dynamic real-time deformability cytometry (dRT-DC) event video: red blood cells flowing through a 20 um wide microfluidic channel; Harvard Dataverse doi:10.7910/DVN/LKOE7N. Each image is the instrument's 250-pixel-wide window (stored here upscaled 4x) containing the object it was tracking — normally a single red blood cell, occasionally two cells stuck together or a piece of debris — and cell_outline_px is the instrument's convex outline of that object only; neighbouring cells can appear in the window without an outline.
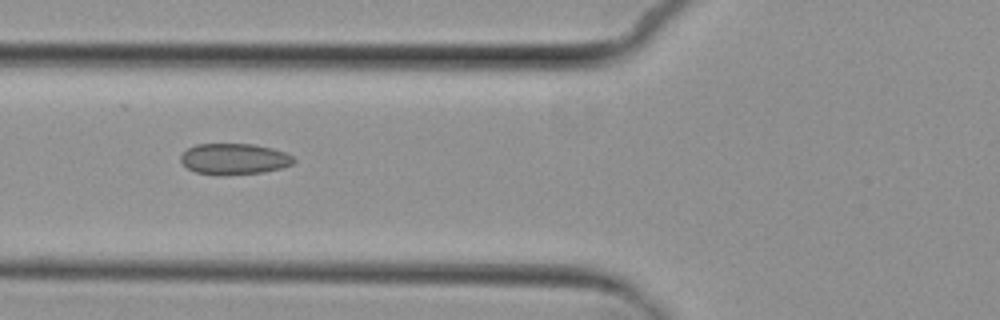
{"species": "common noctule bat (a hibernating species)", "species_latin": "Nyctalus noctula", "temperature_condition": "cold", "stored_images_in_passage": 3, "camera_frame_rate_fps": 3000, "um_per_image_px": 0.085, "animal": {"sex": "female", "body_mass_g": 29.2, "forearm_length_mm": 56.3}, "frame": {"image": 1, "passage_image": 2, "time_ms": 1.0, "image_size_px": [1000, 320], "cell_outline_px": [[296, 160], [292, 164], [280, 168], [264, 172], [228, 176], [220, 176], [196, 172], [188, 168], [180, 160], [180, 156], [188, 148], [196, 144], [252, 144], [272, 148], [284, 152], [292, 156]], "centroid_in_image_um": [19.9, 13.53], "position_along_channel_um": 105.9, "area_um2": 20.58}}
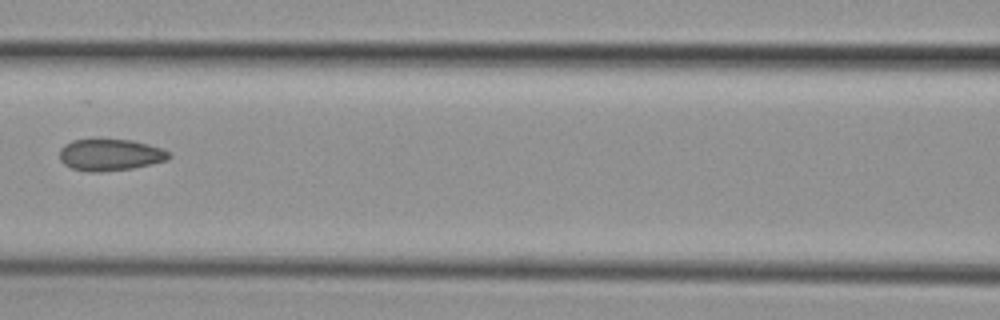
{"frame": {"image": 2, "passage_image": 3, "time_ms": 2.333, "image_size_px": [1000, 320], "cell_outline_px": [[172, 156], [168, 160], [132, 168], [100, 172], [88, 172], [72, 168], [64, 164], [60, 160], [60, 148], [64, 144], [72, 140], [96, 136], [132, 140], [148, 144], [160, 148], [168, 152]], "centroid_in_image_um": [9.31, 13.11], "position_along_channel_um": 157.3, "area_um2": 20.92}}